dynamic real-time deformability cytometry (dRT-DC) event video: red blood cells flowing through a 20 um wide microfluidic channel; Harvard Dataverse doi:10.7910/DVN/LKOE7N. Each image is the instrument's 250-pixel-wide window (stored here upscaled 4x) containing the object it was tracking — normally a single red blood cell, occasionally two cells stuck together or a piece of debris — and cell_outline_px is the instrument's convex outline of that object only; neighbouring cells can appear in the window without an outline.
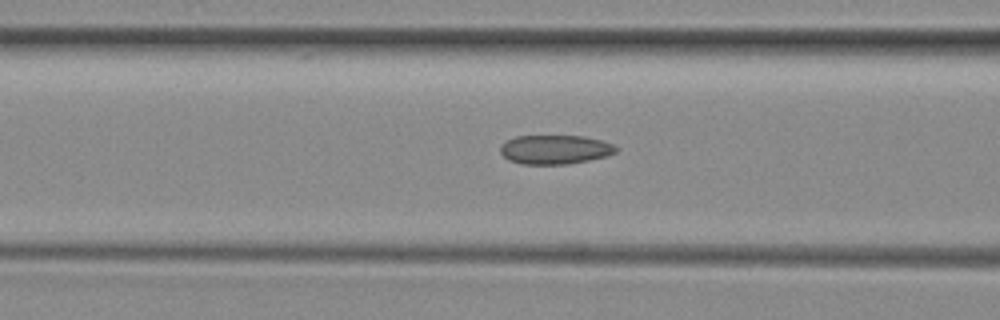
{"species": "common noctule bat (a hibernating species)", "species_latin": "Nyctalus noctula", "temperature_condition": "room temperature", "stored_images_in_passage": 9, "camera_frame_rate_fps": 3000, "um_per_image_px": 0.085, "animal": {"sex": "female", "body_mass_g": 29.2, "forearm_length_mm": 56.3}, "frame": {"image": 1, "passage_image": 7, "time_ms": 2.0, "image_size_px": [1000, 320], "cell_outline_px": [[620, 148], [616, 152], [604, 156], [588, 160], [568, 164], [520, 164], [508, 160], [500, 152], [500, 148], [508, 140], [516, 136], [584, 136], [600, 140], [612, 144]], "centroid_in_image_um": [47.18, 12.71], "position_along_channel_um": 119.4, "area_um2": 19.48}}